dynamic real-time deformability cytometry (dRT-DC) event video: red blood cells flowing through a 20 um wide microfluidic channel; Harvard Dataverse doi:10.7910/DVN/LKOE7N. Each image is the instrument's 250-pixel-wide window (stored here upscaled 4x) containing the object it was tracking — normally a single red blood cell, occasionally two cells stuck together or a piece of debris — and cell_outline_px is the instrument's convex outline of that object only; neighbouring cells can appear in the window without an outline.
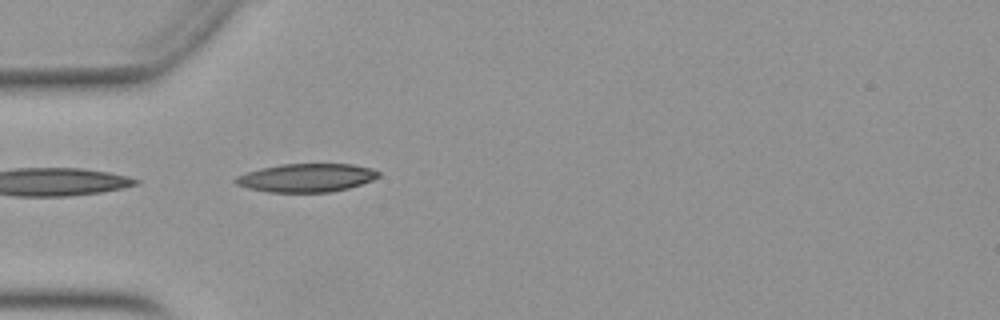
{"species": "Egyptian fruit bat (a non-hibernating species)", "species_latin": "Rousettus aegyptiacus", "temperature_condition": "warm", "stored_images_in_passage": 19, "camera_frame_rate_fps": 3000, "um_per_image_px": 0.085, "animal": {"sex": "female"}, "frame": {"image": 1, "passage_image": 1, "time_ms": 0.0, "image_size_px": [1000, 320], "cell_outline_px": [[380, 176], [372, 180], [348, 188], [332, 192], [268, 192], [248, 188], [236, 184], [232, 180], [236, 176], [260, 168], [280, 164], [352, 164], [372, 168], [380, 172]], "centroid_in_image_um": [26.04, 15.11], "position_along_channel_um": 59.0, "area_um2": 23.7}}
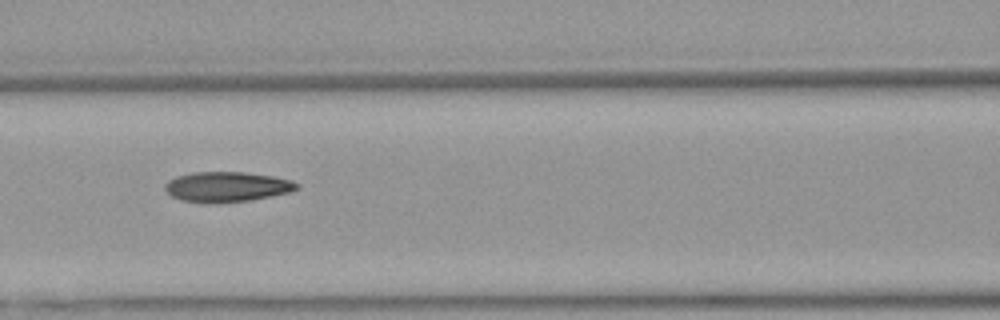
{"frame": {"image": 2, "passage_image": 8, "time_ms": 2.333, "image_size_px": [1000, 320], "cell_outline_px": [[300, 188], [288, 192], [272, 196], [248, 200], [216, 204], [208, 204], [180, 200], [172, 196], [164, 188], [164, 184], [168, 180], [176, 176], [192, 172], [244, 172], [272, 176], [292, 180], [300, 184]], "centroid_in_image_um": [19.27, 15.88], "position_along_channel_um": 147.3, "area_um2": 23.41}}